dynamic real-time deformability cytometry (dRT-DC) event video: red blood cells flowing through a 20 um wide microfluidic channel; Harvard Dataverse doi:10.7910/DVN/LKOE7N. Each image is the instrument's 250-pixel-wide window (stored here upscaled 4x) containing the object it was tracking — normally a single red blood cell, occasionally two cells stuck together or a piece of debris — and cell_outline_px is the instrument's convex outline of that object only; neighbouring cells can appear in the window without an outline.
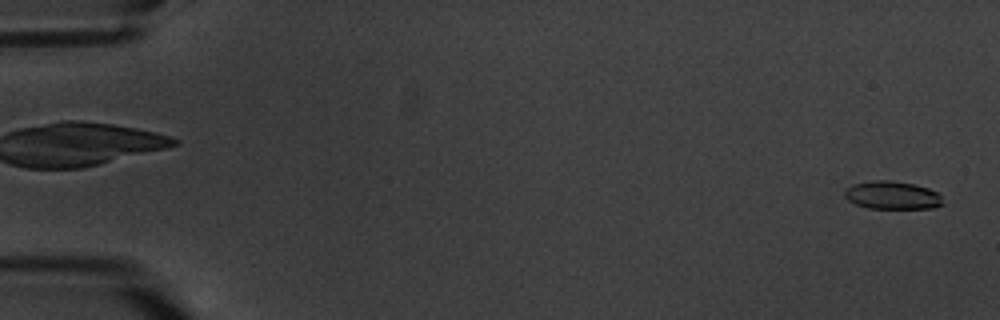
{"species": "common noctule bat (a hibernating species)", "species_latin": "Nyctalus noctula", "temperature_condition": "warm", "stored_images_in_passage": 4, "camera_frame_rate_fps": 3000, "um_per_image_px": 0.085, "animal": {"sex": "male", "body_mass_g": 20.1, "forearm_length_mm": 53.5}, "frame": {"image": 1, "passage_image": 4, "time_ms": 3.667, "image_size_px": [1000, 320], "cell_outline_px": [[944, 204], [932, 208], [868, 208], [856, 204], [848, 200], [844, 196], [844, 192], [852, 184], [872, 180], [888, 180], [912, 184], [928, 188], [936, 192], [940, 196]], "centroid_in_image_um": [75.82, 16.59], "position_along_channel_um": 9.2, "area_um2": 15.9}}